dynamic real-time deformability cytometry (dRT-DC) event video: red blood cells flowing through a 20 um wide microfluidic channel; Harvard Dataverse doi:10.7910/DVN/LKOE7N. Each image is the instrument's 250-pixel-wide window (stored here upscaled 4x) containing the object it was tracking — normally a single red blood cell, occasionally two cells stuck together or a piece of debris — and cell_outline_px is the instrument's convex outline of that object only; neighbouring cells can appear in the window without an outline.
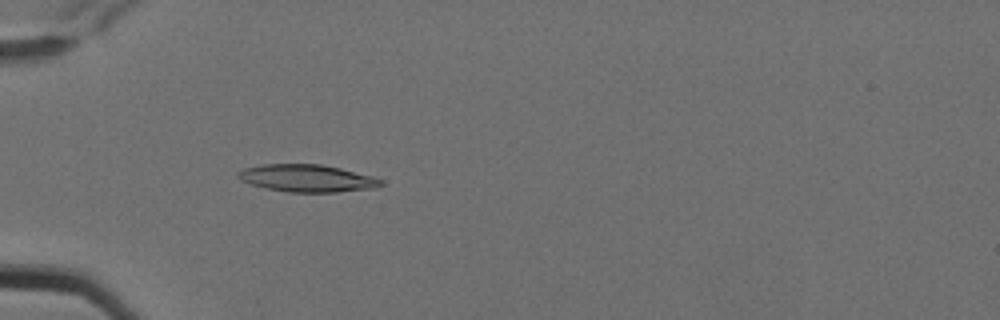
{"species": "Egyptian fruit bat (a non-hibernating species)", "species_latin": "Rousettus aegyptiacus", "temperature_condition": "cold", "stored_images_in_passage": 5, "camera_frame_rate_fps": 3000, "um_per_image_px": 0.085, "animal": {"sex": "female"}, "frame": {"image": 1, "passage_image": 5, "time_ms": 1.333, "image_size_px": [1000, 320], "cell_outline_px": [[384, 184], [376, 188], [336, 192], [288, 192], [264, 188], [240, 180], [236, 176], [236, 172], [244, 168], [260, 164], [320, 164], [340, 168], [372, 176], [384, 180]], "centroid_in_image_um": [26.09, 15.15], "position_along_channel_um": 58.9, "area_um2": 22.95}}